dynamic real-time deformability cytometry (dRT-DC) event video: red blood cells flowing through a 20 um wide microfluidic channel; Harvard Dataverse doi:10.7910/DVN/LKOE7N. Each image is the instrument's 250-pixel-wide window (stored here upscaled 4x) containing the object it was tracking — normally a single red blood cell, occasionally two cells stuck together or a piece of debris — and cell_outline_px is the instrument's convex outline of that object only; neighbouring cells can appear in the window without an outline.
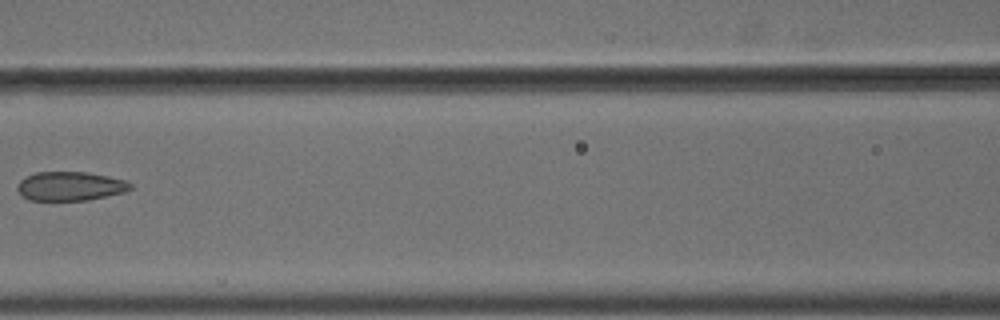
{"species": "common noctule bat (a hibernating species)", "species_latin": "Nyctalus noctula", "temperature_condition": "cold", "stored_images_in_passage": 8, "camera_frame_rate_fps": 3000, "um_per_image_px": 0.085, "animal": {"sex": "male", "body_mass_g": 18.8}, "frame": {"image": 1, "passage_image": 7, "time_ms": 2.0, "image_size_px": [1000, 320], "cell_outline_px": [[132, 188], [124, 192], [88, 200], [28, 200], [16, 188], [20, 180], [24, 176], [36, 172], [88, 172], [108, 176], [124, 180], [132, 184]], "centroid_in_image_um": [5.95, 15.81], "position_along_channel_um": 160.6, "area_um2": 19.07}}
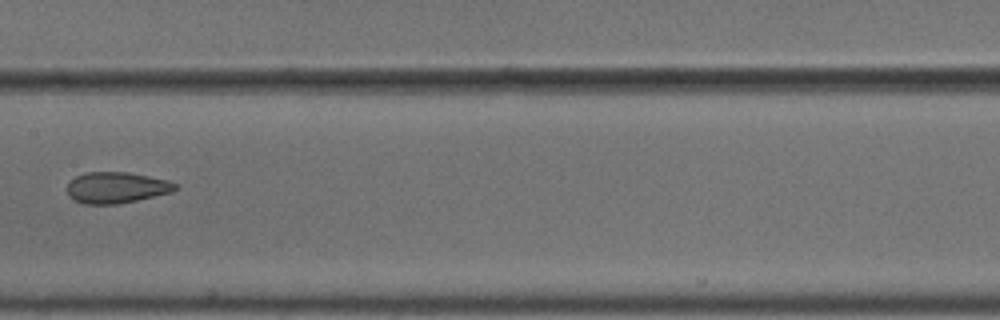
{"frame": {"image": 2, "passage_image": 8, "time_ms": 2.333, "image_size_px": [1000, 320], "cell_outline_px": [[180, 188], [172, 192], [136, 200], [116, 204], [84, 204], [68, 196], [68, 184], [76, 176], [84, 172], [128, 172], [168, 180], [176, 184]], "centroid_in_image_um": [9.91, 15.94], "position_along_channel_um": 197.5, "area_um2": 19.54}}